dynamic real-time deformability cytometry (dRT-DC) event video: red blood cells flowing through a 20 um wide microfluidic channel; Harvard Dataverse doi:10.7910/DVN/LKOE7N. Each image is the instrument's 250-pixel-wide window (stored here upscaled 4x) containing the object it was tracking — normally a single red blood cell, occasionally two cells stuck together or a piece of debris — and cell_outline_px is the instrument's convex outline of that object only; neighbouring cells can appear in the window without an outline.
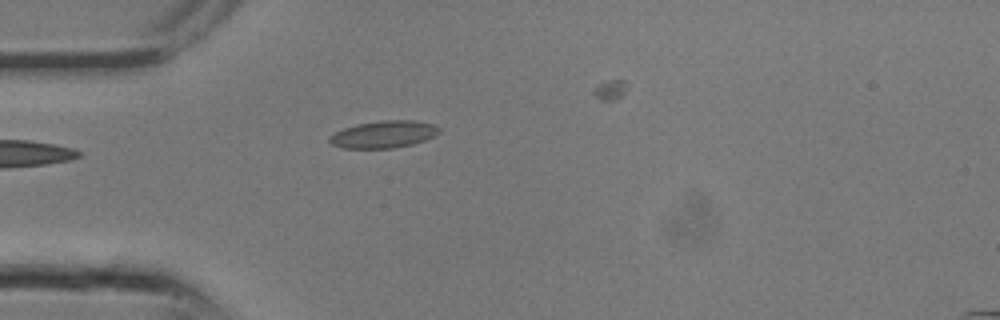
{"species": "common noctule bat (a hibernating species)", "species_latin": "Nyctalus noctula", "temperature_condition": "room temperature", "stored_images_in_passage": 4, "camera_frame_rate_fps": 3000, "um_per_image_px": 0.085, "animal": {"sex": "male", "body_mass_g": 13.3}, "frame": {"image": 1, "passage_image": 1, "time_ms": 0.0, "image_size_px": [1000, 320], "cell_outline_px": [[440, 132], [424, 140], [412, 144], [392, 148], [344, 148], [332, 144], [328, 140], [328, 136], [344, 128], [356, 124], [380, 120], [412, 120], [432, 124], [440, 128]], "centroid_in_image_um": [32.58, 11.41], "position_along_channel_um": 52.4, "area_um2": 17.22}}